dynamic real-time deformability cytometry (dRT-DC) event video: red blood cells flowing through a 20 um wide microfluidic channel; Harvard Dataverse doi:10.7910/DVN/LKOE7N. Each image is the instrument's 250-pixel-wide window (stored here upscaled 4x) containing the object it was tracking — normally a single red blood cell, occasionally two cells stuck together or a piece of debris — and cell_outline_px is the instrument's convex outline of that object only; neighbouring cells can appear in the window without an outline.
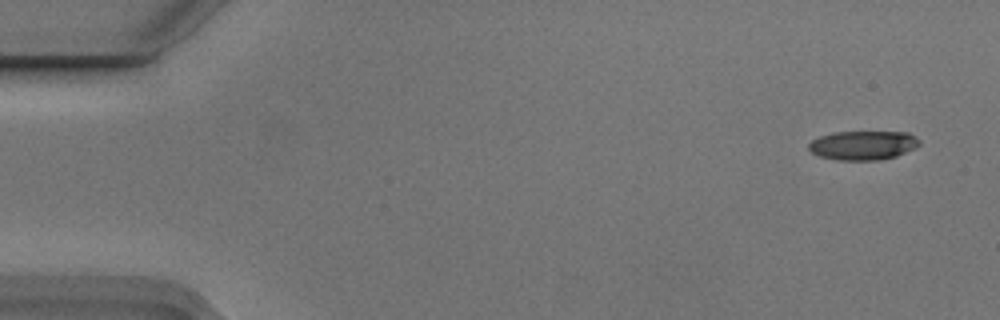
{"species": "Egyptian fruit bat (a non-hibernating species)", "species_latin": "Rousettus aegyptiacus", "temperature_condition": "cold", "stored_images_in_passage": 6, "camera_frame_rate_fps": 3000, "um_per_image_px": 0.085, "animal": {"sex": "male"}, "frame": {"image": 1, "passage_image": 1, "time_ms": 0.0, "image_size_px": [1000, 320], "cell_outline_px": [[920, 144], [916, 148], [896, 156], [880, 160], [836, 160], [820, 156], [812, 152], [808, 148], [808, 144], [812, 140], [820, 136], [832, 132], [908, 132], [916, 136], [920, 140]], "centroid_in_image_um": [73.38, 12.35], "position_along_channel_um": 11.6, "area_um2": 18.9}}